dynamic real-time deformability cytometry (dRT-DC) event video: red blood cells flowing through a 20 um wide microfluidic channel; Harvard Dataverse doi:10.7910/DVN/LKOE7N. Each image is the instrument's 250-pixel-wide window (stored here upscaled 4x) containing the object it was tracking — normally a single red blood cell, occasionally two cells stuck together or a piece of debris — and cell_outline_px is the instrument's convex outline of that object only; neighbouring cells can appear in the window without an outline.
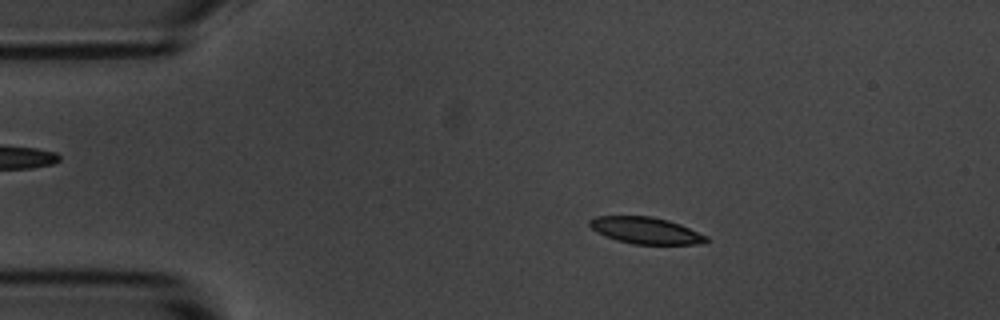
{"species": "common noctule bat (a hibernating species)", "species_latin": "Nyctalus noctula", "temperature_condition": "room temperature", "stored_images_in_passage": 54, "camera_frame_rate_fps": 3000, "um_per_image_px": 0.085, "animal": {"sex": "male", "body_mass_g": 20.1, "forearm_length_mm": 53.5}, "frame": {"image": 1, "passage_image": 9, "time_ms": 2.667, "image_size_px": [1000, 320], "cell_outline_px": [[708, 240], [704, 244], [632, 244], [616, 240], [596, 232], [588, 224], [588, 220], [596, 216], [652, 216], [668, 220], [680, 224], [708, 236]], "centroid_in_image_um": [54.89, 19.59], "position_along_channel_um": 30.1, "area_um2": 18.21}}
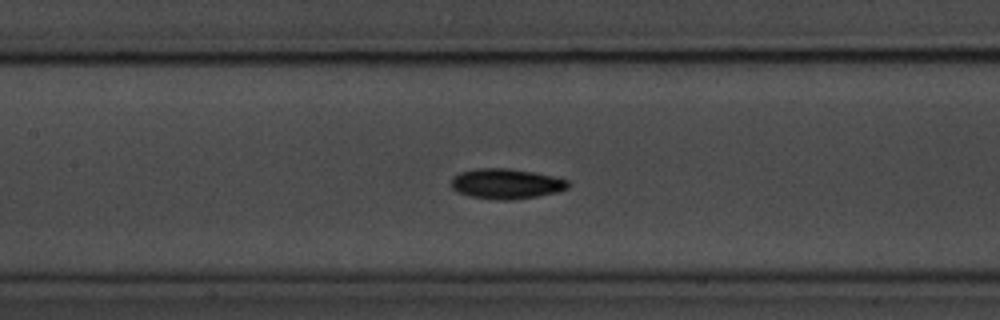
{"frame": {"image": 2, "passage_image": 24, "time_ms": 7.667, "image_size_px": [1000, 320], "cell_outline_px": [[572, 184], [568, 188], [556, 192], [536, 196], [512, 200], [496, 200], [468, 196], [456, 192], [452, 188], [452, 180], [460, 172], [480, 168], [508, 168], [532, 172], [552, 176], [568, 180]], "centroid_in_image_um": [43.03, 15.63], "position_along_channel_um": 164.4, "area_um2": 20.52}}
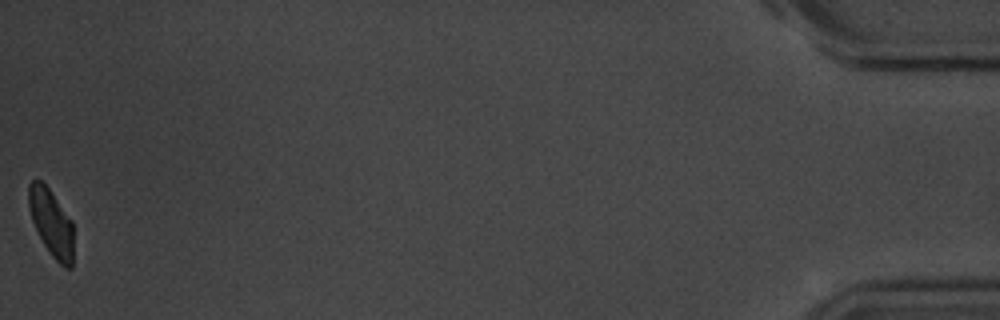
{"frame": {"image": 3, "passage_image": 54, "time_ms": 17.667, "image_size_px": [1000, 320], "cell_outline_px": [[72, 268], [64, 268], [48, 252], [32, 220], [28, 208], [28, 184], [32, 180], [40, 180], [48, 188], [72, 220]], "centroid_in_image_um": [4.35, 18.93], "position_along_channel_um": 430.9, "area_um2": 17.34}, "authors_computed_cell_mechanics": {"area_um2": 19.1607, "velocity_mm_per_s": 3.6504, "shape_relaxation_time_tau1_ms": 2.0073, "shape_relaxation_time_tau2_ms": 6.8614, "deformation_change_tau1": 0.117, "deformation_change_tau2": 0.0927}}